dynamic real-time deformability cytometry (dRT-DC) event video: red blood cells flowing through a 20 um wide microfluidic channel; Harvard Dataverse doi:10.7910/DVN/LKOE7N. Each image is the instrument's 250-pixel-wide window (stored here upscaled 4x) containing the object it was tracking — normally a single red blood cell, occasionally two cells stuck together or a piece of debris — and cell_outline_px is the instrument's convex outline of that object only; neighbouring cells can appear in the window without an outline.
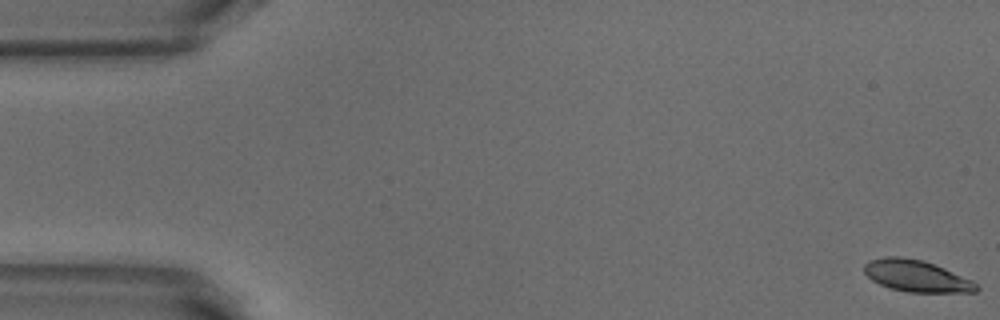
{"species": "common noctule bat (a hibernating species)", "species_latin": "Nyctalus noctula", "temperature_condition": "warm", "stored_images_in_passage": 52, "camera_frame_rate_fps": 3000, "um_per_image_px": 0.085, "animal": {"sex": "male", "body_mass_g": 18.8}, "frame": {"image": 1, "passage_image": 1, "time_ms": 0.0, "image_size_px": [1000, 320], "cell_outline_px": [[980, 288], [976, 292], [908, 292], [888, 288], [872, 280], [864, 272], [864, 264], [868, 260], [884, 256], [900, 256], [924, 260], [944, 268], [972, 280]], "centroid_in_image_um": [77.87, 23.45], "position_along_channel_um": 7.1, "area_um2": 20.81}}
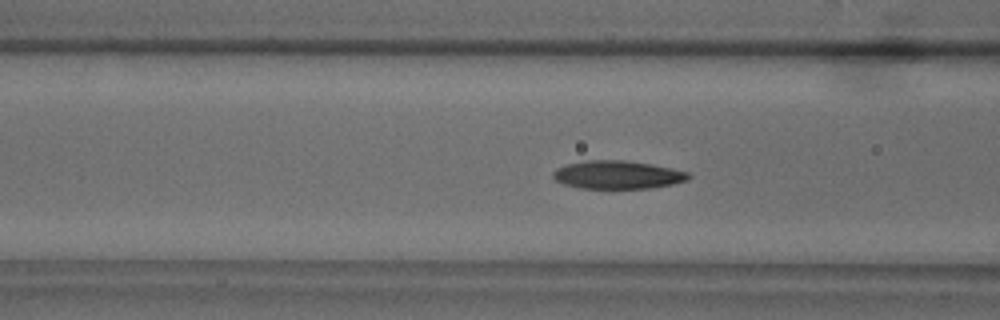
{"frame": {"image": 2, "passage_image": 20, "time_ms": 6.333, "image_size_px": [1000, 320], "cell_outline_px": [[692, 176], [688, 180], [672, 184], [648, 188], [580, 188], [564, 184], [556, 180], [552, 176], [552, 172], [556, 168], [564, 164], [588, 160], [624, 160], [672, 168], [688, 172]], "centroid_in_image_um": [52.47, 14.85], "position_along_channel_um": 114.1, "area_um2": 22.2}}
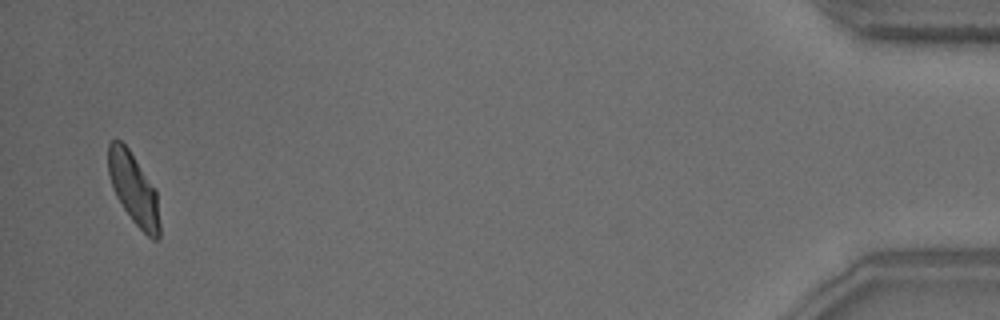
{"frame": {"image": 3, "passage_image": 51, "time_ms": 16.667, "image_size_px": [1000, 320], "cell_outline_px": [[160, 240], [152, 240], [132, 220], [116, 196], [112, 188], [108, 172], [108, 144], [112, 140], [120, 140], [128, 148], [156, 188], [160, 224]], "centroid_in_image_um": [11.38, 16.07], "position_along_channel_um": 423.8, "area_um2": 21.44}, "authors_computed_cell_mechanics": {"area_um2": 21.8195, "velocity_mm_per_s": 3.8412, "shape_relaxation_time_tau1_ms": 3.5294, "shape_relaxation_time_tau2_ms": 1.7342, "deformation_change_tau1": 0.1352, "deformation_change_tau2": 0.0713}}